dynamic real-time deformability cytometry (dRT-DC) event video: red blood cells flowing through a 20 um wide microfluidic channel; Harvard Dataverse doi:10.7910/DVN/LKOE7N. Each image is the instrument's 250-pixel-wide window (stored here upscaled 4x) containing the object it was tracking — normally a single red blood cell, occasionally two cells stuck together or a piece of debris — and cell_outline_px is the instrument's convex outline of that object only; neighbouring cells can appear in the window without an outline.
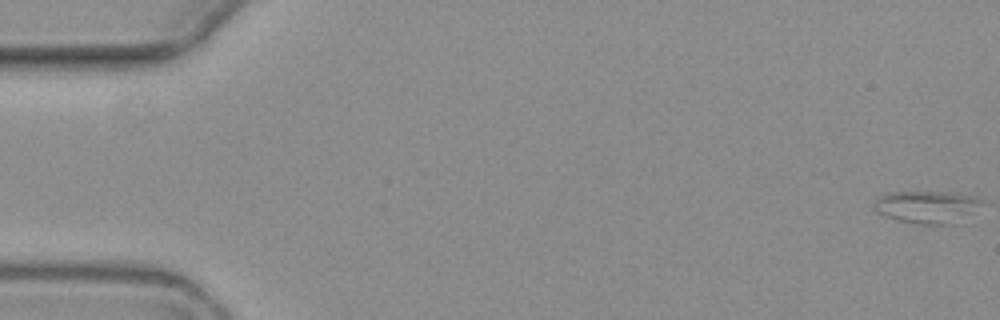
{"species": "common noctule bat (a hibernating species)", "species_latin": "Nyctalus noctula", "temperature_condition": "warm", "stored_images_in_passage": 7, "camera_frame_rate_fps": 3000, "um_per_image_px": 0.085, "animal": {"sex": "female", "body_mass_g": 19.3, "forearm_length_mm": 54.1}, "frame": {"image": 1, "passage_image": 1, "time_ms": 0.0, "image_size_px": [1000, 320], "cell_outline_px": [[984, 200], [952, 224], [916, 224], [896, 220], [884, 216], [876, 212], [872, 208], [872, 204], [880, 196], [888, 192], [956, 192], [972, 196]], "centroid_in_image_um": [78.65, 17.57], "position_along_channel_um": 6.4, "area_um2": 20.0}}